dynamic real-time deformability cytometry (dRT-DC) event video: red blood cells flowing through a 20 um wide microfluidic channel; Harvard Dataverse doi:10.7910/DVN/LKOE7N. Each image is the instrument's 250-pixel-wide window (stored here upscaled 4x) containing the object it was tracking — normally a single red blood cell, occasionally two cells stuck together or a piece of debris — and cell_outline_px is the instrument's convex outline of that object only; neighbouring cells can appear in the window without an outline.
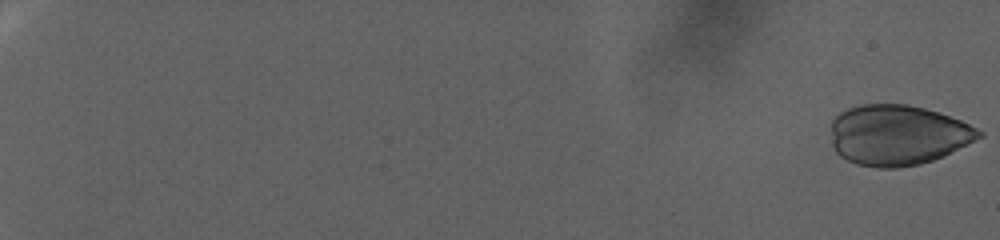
{"species": "human", "species_latin": "Homo sapiens", "temperature_condition": "warm", "stored_images_in_passage": 96, "camera_frame_rate_fps": 3000, "um_per_image_px": 0.085, "donor": {"sex": "female"}, "frame": {"image": 1, "passage_image": 1, "time_ms": 0.0, "image_size_px": [1000, 240], "cell_outline_px": [[984, 136], [944, 156], [920, 164], [900, 168], [876, 168], [856, 164], [840, 156], [836, 152], [832, 144], [832, 120], [840, 112], [848, 108], [860, 104], [908, 104], [924, 108], [960, 120], [984, 132]], "centroid_in_image_um": [76.3, 11.49], "position_along_channel_um": 8.7, "area_um2": 52.19}}
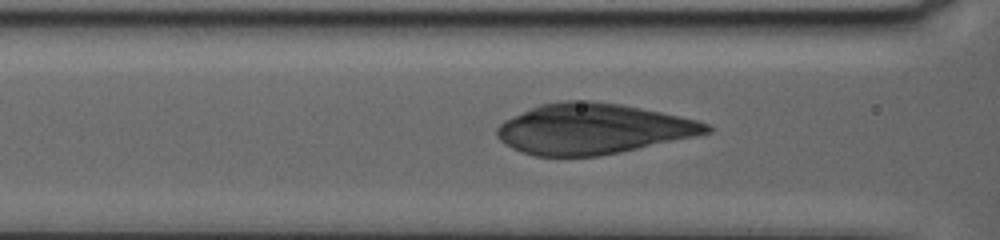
{"frame": {"image": 2, "passage_image": 48, "time_ms": 15.667, "image_size_px": [1000, 240], "cell_outline_px": [[712, 132], [696, 136], [620, 152], [596, 156], [536, 156], [520, 152], [512, 148], [500, 140], [496, 136], [496, 128], [504, 120], [540, 104], [564, 100], [592, 100], [620, 104], [680, 116], [696, 120], [708, 124], [712, 128]], "centroid_in_image_um": [50.37, 10.95], "position_along_channel_um": 116.2, "area_um2": 61.44}}
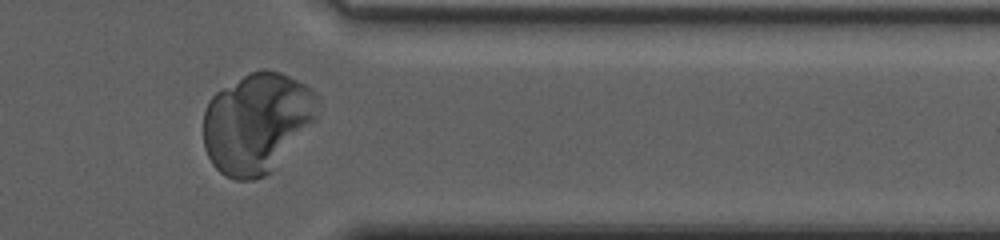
{"frame": {"image": 3, "passage_image": 83, "time_ms": 27.333, "image_size_px": [1000, 240], "cell_outline_px": [[320, 104], [316, 120], [268, 172], [264, 176], [256, 180], [236, 180], [224, 176], [212, 164], [204, 148], [204, 112], [208, 100], [216, 92], [248, 72], [264, 68], [280, 72], [304, 84], [316, 96]], "centroid_in_image_um": [21.8, 10.42], "position_along_channel_um": 389.6, "area_um2": 66.41}}